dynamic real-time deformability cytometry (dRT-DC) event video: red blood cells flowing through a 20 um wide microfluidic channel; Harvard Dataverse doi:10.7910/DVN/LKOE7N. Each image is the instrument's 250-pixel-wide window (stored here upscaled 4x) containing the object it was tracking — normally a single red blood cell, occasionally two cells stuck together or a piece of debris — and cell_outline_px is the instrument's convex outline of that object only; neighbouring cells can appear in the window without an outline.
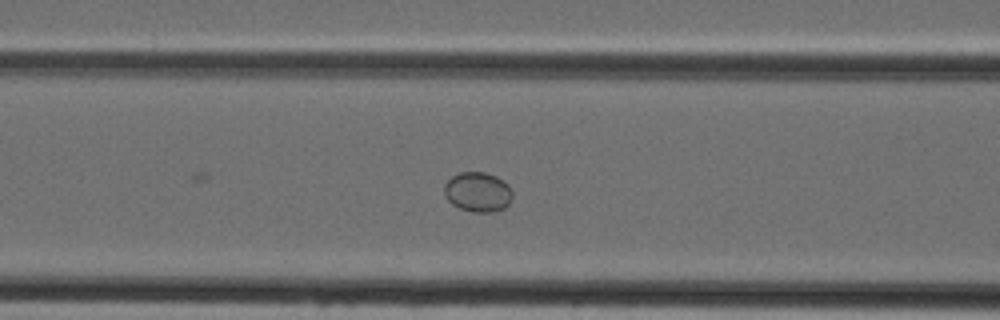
{"species": "Egyptian fruit bat (a non-hibernating species)", "species_latin": "Rousettus aegyptiacus", "temperature_condition": "cold", "stored_images_in_passage": 44, "camera_frame_rate_fps": 3000, "um_per_image_px": 0.085, "animal": {"sex": "female"}, "frame": {"image": 1, "passage_image": 21, "time_ms": 6.667, "image_size_px": [1000, 320], "cell_outline_px": [[512, 196], [508, 204], [504, 208], [496, 212], [472, 212], [460, 208], [452, 204], [448, 200], [444, 192], [444, 184], [452, 176], [460, 172], [484, 172], [496, 176], [508, 184], [512, 192]], "centroid_in_image_um": [40.61, 16.32], "position_along_channel_um": 126.0, "area_um2": 15.84}}
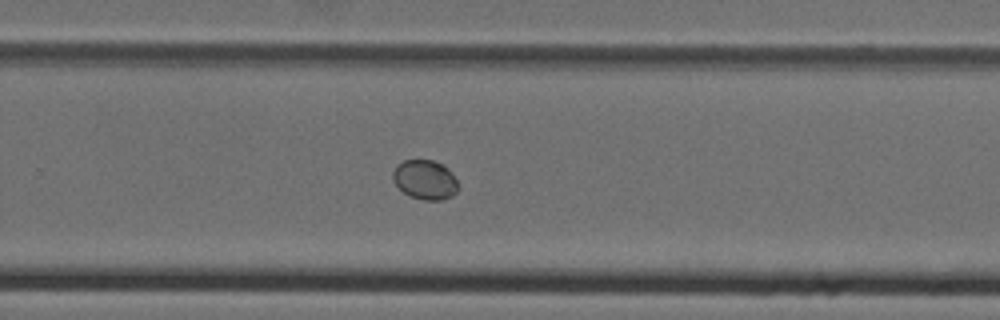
{"frame": {"image": 2, "passage_image": 33, "time_ms": 10.667, "image_size_px": [1000, 320], "cell_outline_px": [[456, 192], [452, 196], [440, 200], [424, 200], [412, 196], [404, 192], [392, 180], [392, 172], [396, 164], [404, 160], [432, 160], [448, 168], [456, 180]], "centroid_in_image_um": [36.09, 15.26], "position_along_channel_um": 293.7, "area_um2": 14.8}}
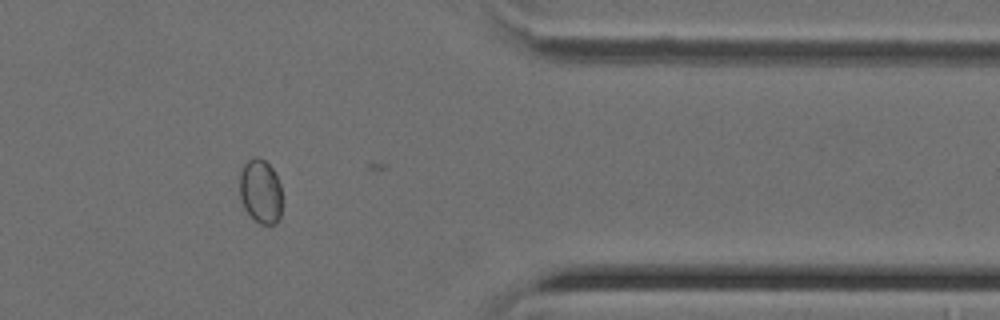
{"frame": {"image": 3, "passage_image": 41, "time_ms": 13.333, "image_size_px": [1000, 320], "cell_outline_px": [[280, 220], [276, 224], [260, 224], [244, 208], [240, 196], [240, 172], [244, 164], [248, 160], [256, 156], [264, 160], [272, 168], [280, 184]], "centroid_in_image_um": [22.14, 16.26], "position_along_channel_um": 389.3, "area_um2": 15.66}}